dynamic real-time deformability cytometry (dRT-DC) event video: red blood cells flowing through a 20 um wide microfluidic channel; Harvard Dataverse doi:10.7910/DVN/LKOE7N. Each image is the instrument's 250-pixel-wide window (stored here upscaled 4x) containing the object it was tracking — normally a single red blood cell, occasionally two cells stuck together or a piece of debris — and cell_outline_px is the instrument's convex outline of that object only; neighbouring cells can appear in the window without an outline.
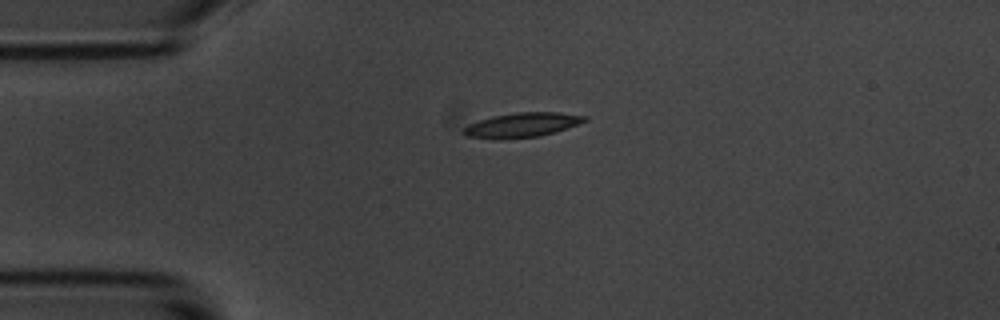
{"species": "common noctule bat (a hibernating species)", "species_latin": "Nyctalus noctula", "temperature_condition": "room temperature", "stored_images_in_passage": 2, "camera_frame_rate_fps": 3000, "um_per_image_px": 0.085, "animal": {"sex": "male", "body_mass_g": 20.1, "forearm_length_mm": 53.5}, "frame": {"image": 1, "passage_image": 1, "time_ms": 0.0, "image_size_px": [1000, 320], "cell_outline_px": [[588, 120], [580, 124], [540, 136], [500, 140], [464, 136], [460, 132], [468, 124], [480, 120], [496, 116], [516, 112], [556, 112], [588, 116]], "centroid_in_image_um": [44.36, 10.64], "position_along_channel_um": 40.6, "area_um2": 17.46}}